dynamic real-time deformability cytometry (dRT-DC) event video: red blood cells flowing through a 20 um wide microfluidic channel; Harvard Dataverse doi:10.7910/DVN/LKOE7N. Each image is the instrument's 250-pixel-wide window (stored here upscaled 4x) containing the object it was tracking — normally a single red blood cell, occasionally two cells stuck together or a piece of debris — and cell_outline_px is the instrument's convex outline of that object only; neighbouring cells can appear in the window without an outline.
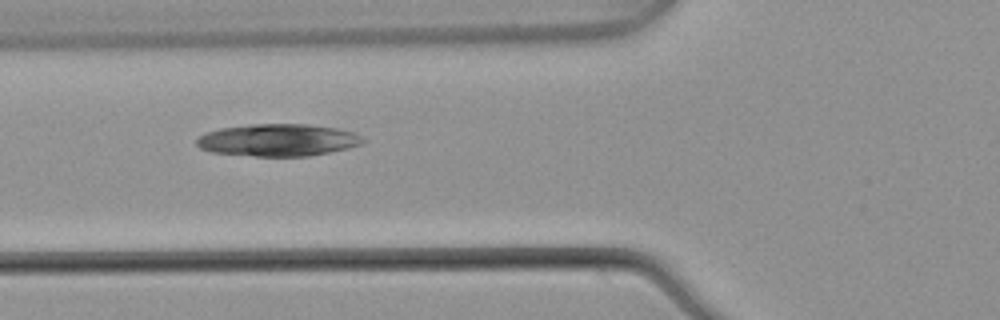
{"species": "common noctule bat (a hibernating species)", "species_latin": "Nyctalus noctula", "temperature_condition": "warm", "stored_images_in_passage": 6, "camera_frame_rate_fps": 3000, "um_per_image_px": 0.085, "animal": {"sex": "male", "body_mass_g": 21.5, "forearm_length_mm": 52.0}, "frame": {"image": 1, "passage_image": 6, "time_ms": 1.667, "image_size_px": [1000, 320], "cell_outline_px": [[364, 140], [360, 144], [328, 152], [308, 156], [256, 156], [212, 152], [200, 148], [196, 144], [196, 140], [204, 132], [220, 128], [252, 124], [308, 124], [340, 128], [356, 132]], "centroid_in_image_um": [23.6, 11.89], "position_along_channel_um": 102.2, "area_um2": 31.15}}